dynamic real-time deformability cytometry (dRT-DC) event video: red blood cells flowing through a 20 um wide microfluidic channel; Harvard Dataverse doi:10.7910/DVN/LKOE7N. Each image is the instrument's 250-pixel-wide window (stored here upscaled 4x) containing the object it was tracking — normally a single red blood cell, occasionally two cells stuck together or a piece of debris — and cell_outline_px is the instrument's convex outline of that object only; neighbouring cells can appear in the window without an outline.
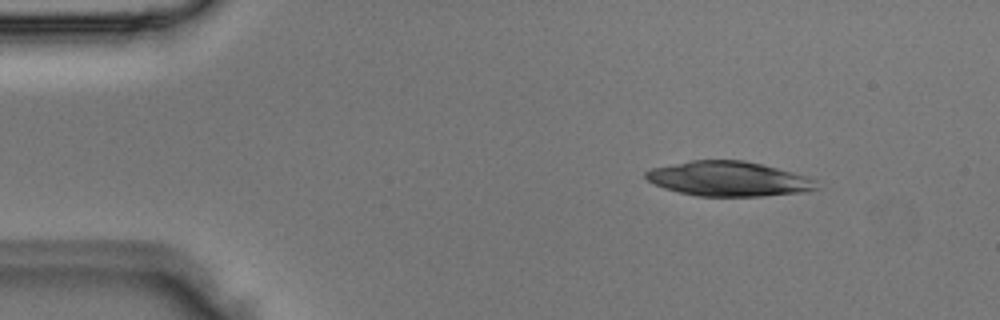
{"species": "Egyptian fruit bat (a non-hibernating species)", "species_latin": "Rousettus aegyptiacus", "temperature_condition": "room temperature", "stored_images_in_passage": 2, "camera_frame_rate_fps": 3000, "um_per_image_px": 0.085, "animal": {"sex": "male"}, "frame": {"image": 1, "passage_image": 1, "time_ms": 0.0, "image_size_px": [1000, 320], "cell_outline_px": [[816, 188], [808, 192], [764, 196], [696, 196], [664, 188], [652, 184], [644, 176], [644, 172], [652, 168], [692, 160], [744, 160], [764, 164], [792, 172], [816, 180]], "centroid_in_image_um": [61.92, 15.2], "position_along_channel_um": 23.1, "area_um2": 34.62}}